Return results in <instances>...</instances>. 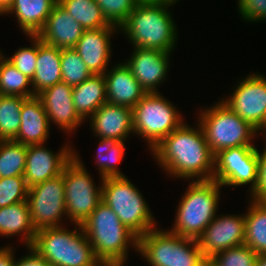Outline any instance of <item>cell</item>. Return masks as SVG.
Listing matches in <instances>:
<instances>
[{"instance_id": "cell-1", "label": "cell", "mask_w": 266, "mask_h": 266, "mask_svg": "<svg viewBox=\"0 0 266 266\" xmlns=\"http://www.w3.org/2000/svg\"><path fill=\"white\" fill-rule=\"evenodd\" d=\"M198 125L196 130L183 122L151 150L168 174L183 179L213 180L215 155Z\"/></svg>"}, {"instance_id": "cell-2", "label": "cell", "mask_w": 266, "mask_h": 266, "mask_svg": "<svg viewBox=\"0 0 266 266\" xmlns=\"http://www.w3.org/2000/svg\"><path fill=\"white\" fill-rule=\"evenodd\" d=\"M81 226L103 266H123L130 243L138 249V237L123 225L103 201Z\"/></svg>"}, {"instance_id": "cell-3", "label": "cell", "mask_w": 266, "mask_h": 266, "mask_svg": "<svg viewBox=\"0 0 266 266\" xmlns=\"http://www.w3.org/2000/svg\"><path fill=\"white\" fill-rule=\"evenodd\" d=\"M171 5L161 0L140 1L119 29L134 47L172 53L177 28L167 11Z\"/></svg>"}, {"instance_id": "cell-4", "label": "cell", "mask_w": 266, "mask_h": 266, "mask_svg": "<svg viewBox=\"0 0 266 266\" xmlns=\"http://www.w3.org/2000/svg\"><path fill=\"white\" fill-rule=\"evenodd\" d=\"M68 231L63 227L43 228L36 231L32 247L51 266H103L81 225Z\"/></svg>"}, {"instance_id": "cell-5", "label": "cell", "mask_w": 266, "mask_h": 266, "mask_svg": "<svg viewBox=\"0 0 266 266\" xmlns=\"http://www.w3.org/2000/svg\"><path fill=\"white\" fill-rule=\"evenodd\" d=\"M221 185L215 180H193L179 203L170 232L197 240L215 218Z\"/></svg>"}, {"instance_id": "cell-6", "label": "cell", "mask_w": 266, "mask_h": 266, "mask_svg": "<svg viewBox=\"0 0 266 266\" xmlns=\"http://www.w3.org/2000/svg\"><path fill=\"white\" fill-rule=\"evenodd\" d=\"M101 181L102 201L138 238L156 227L148 204L127 177H106Z\"/></svg>"}, {"instance_id": "cell-7", "label": "cell", "mask_w": 266, "mask_h": 266, "mask_svg": "<svg viewBox=\"0 0 266 266\" xmlns=\"http://www.w3.org/2000/svg\"><path fill=\"white\" fill-rule=\"evenodd\" d=\"M136 251L152 266H206L208 263L195 239L157 228L138 238Z\"/></svg>"}, {"instance_id": "cell-8", "label": "cell", "mask_w": 266, "mask_h": 266, "mask_svg": "<svg viewBox=\"0 0 266 266\" xmlns=\"http://www.w3.org/2000/svg\"><path fill=\"white\" fill-rule=\"evenodd\" d=\"M203 111L199 115V124L214 155L227 148L254 146L251 140L257 133L256 129L222 101Z\"/></svg>"}, {"instance_id": "cell-9", "label": "cell", "mask_w": 266, "mask_h": 266, "mask_svg": "<svg viewBox=\"0 0 266 266\" xmlns=\"http://www.w3.org/2000/svg\"><path fill=\"white\" fill-rule=\"evenodd\" d=\"M132 110L134 132L147 140L150 150L184 120L176 107L158 92L146 93Z\"/></svg>"}, {"instance_id": "cell-10", "label": "cell", "mask_w": 266, "mask_h": 266, "mask_svg": "<svg viewBox=\"0 0 266 266\" xmlns=\"http://www.w3.org/2000/svg\"><path fill=\"white\" fill-rule=\"evenodd\" d=\"M76 152L63 169L66 213L73 224L82 225L102 201L97 188Z\"/></svg>"}, {"instance_id": "cell-11", "label": "cell", "mask_w": 266, "mask_h": 266, "mask_svg": "<svg viewBox=\"0 0 266 266\" xmlns=\"http://www.w3.org/2000/svg\"><path fill=\"white\" fill-rule=\"evenodd\" d=\"M27 203L31 223L36 231L61 227V217L67 216L63 171L54 178L28 188Z\"/></svg>"}, {"instance_id": "cell-12", "label": "cell", "mask_w": 266, "mask_h": 266, "mask_svg": "<svg viewBox=\"0 0 266 266\" xmlns=\"http://www.w3.org/2000/svg\"><path fill=\"white\" fill-rule=\"evenodd\" d=\"M257 177V147L238 146L215 154L213 180L221 186L235 187L252 183V191L257 184Z\"/></svg>"}, {"instance_id": "cell-13", "label": "cell", "mask_w": 266, "mask_h": 266, "mask_svg": "<svg viewBox=\"0 0 266 266\" xmlns=\"http://www.w3.org/2000/svg\"><path fill=\"white\" fill-rule=\"evenodd\" d=\"M239 83L230 98L222 102L257 129L266 115V77L250 74Z\"/></svg>"}, {"instance_id": "cell-14", "label": "cell", "mask_w": 266, "mask_h": 266, "mask_svg": "<svg viewBox=\"0 0 266 266\" xmlns=\"http://www.w3.org/2000/svg\"><path fill=\"white\" fill-rule=\"evenodd\" d=\"M196 241L207 260L219 252L243 245L245 242L244 215L215 216Z\"/></svg>"}, {"instance_id": "cell-15", "label": "cell", "mask_w": 266, "mask_h": 266, "mask_svg": "<svg viewBox=\"0 0 266 266\" xmlns=\"http://www.w3.org/2000/svg\"><path fill=\"white\" fill-rule=\"evenodd\" d=\"M43 144L28 145L24 178L28 188L54 178L73 158L74 151L66 145L59 153H53Z\"/></svg>"}, {"instance_id": "cell-16", "label": "cell", "mask_w": 266, "mask_h": 266, "mask_svg": "<svg viewBox=\"0 0 266 266\" xmlns=\"http://www.w3.org/2000/svg\"><path fill=\"white\" fill-rule=\"evenodd\" d=\"M155 49L134 47L131 58L125 62L131 73L147 93L157 92V85L167 76L169 54ZM156 86V87H155Z\"/></svg>"}, {"instance_id": "cell-17", "label": "cell", "mask_w": 266, "mask_h": 266, "mask_svg": "<svg viewBox=\"0 0 266 266\" xmlns=\"http://www.w3.org/2000/svg\"><path fill=\"white\" fill-rule=\"evenodd\" d=\"M72 91V86L59 82L36 95L41 100L49 122L52 120L65 132H72L84 121L76 112Z\"/></svg>"}, {"instance_id": "cell-18", "label": "cell", "mask_w": 266, "mask_h": 266, "mask_svg": "<svg viewBox=\"0 0 266 266\" xmlns=\"http://www.w3.org/2000/svg\"><path fill=\"white\" fill-rule=\"evenodd\" d=\"M115 26H106L98 29L85 30L73 47L92 75H104L110 62L111 42Z\"/></svg>"}, {"instance_id": "cell-19", "label": "cell", "mask_w": 266, "mask_h": 266, "mask_svg": "<svg viewBox=\"0 0 266 266\" xmlns=\"http://www.w3.org/2000/svg\"><path fill=\"white\" fill-rule=\"evenodd\" d=\"M91 128L97 137L125 141L128 134L134 133L132 108L103 104L92 116Z\"/></svg>"}, {"instance_id": "cell-20", "label": "cell", "mask_w": 266, "mask_h": 266, "mask_svg": "<svg viewBox=\"0 0 266 266\" xmlns=\"http://www.w3.org/2000/svg\"><path fill=\"white\" fill-rule=\"evenodd\" d=\"M84 31L82 25L57 3L37 36L43 43L68 49L77 44Z\"/></svg>"}, {"instance_id": "cell-21", "label": "cell", "mask_w": 266, "mask_h": 266, "mask_svg": "<svg viewBox=\"0 0 266 266\" xmlns=\"http://www.w3.org/2000/svg\"><path fill=\"white\" fill-rule=\"evenodd\" d=\"M107 103L132 108L147 93L124 63L105 72Z\"/></svg>"}, {"instance_id": "cell-22", "label": "cell", "mask_w": 266, "mask_h": 266, "mask_svg": "<svg viewBox=\"0 0 266 266\" xmlns=\"http://www.w3.org/2000/svg\"><path fill=\"white\" fill-rule=\"evenodd\" d=\"M21 124L13 139L24 145L44 144L49 137L50 122L47 113L37 96L26 98L21 107Z\"/></svg>"}, {"instance_id": "cell-23", "label": "cell", "mask_w": 266, "mask_h": 266, "mask_svg": "<svg viewBox=\"0 0 266 266\" xmlns=\"http://www.w3.org/2000/svg\"><path fill=\"white\" fill-rule=\"evenodd\" d=\"M31 81L35 95L56 83L62 82L61 49L43 43L39 37L36 70Z\"/></svg>"}, {"instance_id": "cell-24", "label": "cell", "mask_w": 266, "mask_h": 266, "mask_svg": "<svg viewBox=\"0 0 266 266\" xmlns=\"http://www.w3.org/2000/svg\"><path fill=\"white\" fill-rule=\"evenodd\" d=\"M57 3L58 0H14L4 14L15 13L23 32L28 36L37 35Z\"/></svg>"}, {"instance_id": "cell-25", "label": "cell", "mask_w": 266, "mask_h": 266, "mask_svg": "<svg viewBox=\"0 0 266 266\" xmlns=\"http://www.w3.org/2000/svg\"><path fill=\"white\" fill-rule=\"evenodd\" d=\"M73 104L79 116L85 120L107 103L104 75H91L81 84L73 87Z\"/></svg>"}, {"instance_id": "cell-26", "label": "cell", "mask_w": 266, "mask_h": 266, "mask_svg": "<svg viewBox=\"0 0 266 266\" xmlns=\"http://www.w3.org/2000/svg\"><path fill=\"white\" fill-rule=\"evenodd\" d=\"M21 233L27 247L32 246L36 230L31 223L27 200L0 208V235L8 237Z\"/></svg>"}, {"instance_id": "cell-27", "label": "cell", "mask_w": 266, "mask_h": 266, "mask_svg": "<svg viewBox=\"0 0 266 266\" xmlns=\"http://www.w3.org/2000/svg\"><path fill=\"white\" fill-rule=\"evenodd\" d=\"M245 218V242L258 255L266 254V201L252 200Z\"/></svg>"}, {"instance_id": "cell-28", "label": "cell", "mask_w": 266, "mask_h": 266, "mask_svg": "<svg viewBox=\"0 0 266 266\" xmlns=\"http://www.w3.org/2000/svg\"><path fill=\"white\" fill-rule=\"evenodd\" d=\"M58 4L85 30L113 26L107 22L95 0H58Z\"/></svg>"}, {"instance_id": "cell-29", "label": "cell", "mask_w": 266, "mask_h": 266, "mask_svg": "<svg viewBox=\"0 0 266 266\" xmlns=\"http://www.w3.org/2000/svg\"><path fill=\"white\" fill-rule=\"evenodd\" d=\"M29 84L32 85L31 79L17 70L0 52V95L36 96L33 89L27 88Z\"/></svg>"}, {"instance_id": "cell-30", "label": "cell", "mask_w": 266, "mask_h": 266, "mask_svg": "<svg viewBox=\"0 0 266 266\" xmlns=\"http://www.w3.org/2000/svg\"><path fill=\"white\" fill-rule=\"evenodd\" d=\"M28 146L14 140H0V178L23 176Z\"/></svg>"}, {"instance_id": "cell-31", "label": "cell", "mask_w": 266, "mask_h": 266, "mask_svg": "<svg viewBox=\"0 0 266 266\" xmlns=\"http://www.w3.org/2000/svg\"><path fill=\"white\" fill-rule=\"evenodd\" d=\"M26 98L0 95V140H13L21 124V107Z\"/></svg>"}, {"instance_id": "cell-32", "label": "cell", "mask_w": 266, "mask_h": 266, "mask_svg": "<svg viewBox=\"0 0 266 266\" xmlns=\"http://www.w3.org/2000/svg\"><path fill=\"white\" fill-rule=\"evenodd\" d=\"M99 140L97 165L101 178L125 177V175L117 169V163H119L124 156V141L110 138H99Z\"/></svg>"}, {"instance_id": "cell-33", "label": "cell", "mask_w": 266, "mask_h": 266, "mask_svg": "<svg viewBox=\"0 0 266 266\" xmlns=\"http://www.w3.org/2000/svg\"><path fill=\"white\" fill-rule=\"evenodd\" d=\"M62 82L69 86H77L87 80L92 73L73 48L61 49Z\"/></svg>"}, {"instance_id": "cell-34", "label": "cell", "mask_w": 266, "mask_h": 266, "mask_svg": "<svg viewBox=\"0 0 266 266\" xmlns=\"http://www.w3.org/2000/svg\"><path fill=\"white\" fill-rule=\"evenodd\" d=\"M258 254L245 244L231 247L208 259L209 266H255Z\"/></svg>"}, {"instance_id": "cell-35", "label": "cell", "mask_w": 266, "mask_h": 266, "mask_svg": "<svg viewBox=\"0 0 266 266\" xmlns=\"http://www.w3.org/2000/svg\"><path fill=\"white\" fill-rule=\"evenodd\" d=\"M107 22L120 28L128 19L139 0H95Z\"/></svg>"}, {"instance_id": "cell-36", "label": "cell", "mask_w": 266, "mask_h": 266, "mask_svg": "<svg viewBox=\"0 0 266 266\" xmlns=\"http://www.w3.org/2000/svg\"><path fill=\"white\" fill-rule=\"evenodd\" d=\"M27 195L24 176L0 178V208L26 201Z\"/></svg>"}, {"instance_id": "cell-37", "label": "cell", "mask_w": 266, "mask_h": 266, "mask_svg": "<svg viewBox=\"0 0 266 266\" xmlns=\"http://www.w3.org/2000/svg\"><path fill=\"white\" fill-rule=\"evenodd\" d=\"M34 41L32 47H23L15 52L7 60L17 68L22 74L32 80L36 70V60L38 55V36L29 35Z\"/></svg>"}, {"instance_id": "cell-38", "label": "cell", "mask_w": 266, "mask_h": 266, "mask_svg": "<svg viewBox=\"0 0 266 266\" xmlns=\"http://www.w3.org/2000/svg\"><path fill=\"white\" fill-rule=\"evenodd\" d=\"M238 10L246 21L266 20V0H238Z\"/></svg>"}, {"instance_id": "cell-39", "label": "cell", "mask_w": 266, "mask_h": 266, "mask_svg": "<svg viewBox=\"0 0 266 266\" xmlns=\"http://www.w3.org/2000/svg\"><path fill=\"white\" fill-rule=\"evenodd\" d=\"M258 177L255 188L251 191L252 199L255 201H266V145L263 153L257 150Z\"/></svg>"}, {"instance_id": "cell-40", "label": "cell", "mask_w": 266, "mask_h": 266, "mask_svg": "<svg viewBox=\"0 0 266 266\" xmlns=\"http://www.w3.org/2000/svg\"><path fill=\"white\" fill-rule=\"evenodd\" d=\"M30 254L14 262L13 266H51L32 246H28Z\"/></svg>"}, {"instance_id": "cell-41", "label": "cell", "mask_w": 266, "mask_h": 266, "mask_svg": "<svg viewBox=\"0 0 266 266\" xmlns=\"http://www.w3.org/2000/svg\"><path fill=\"white\" fill-rule=\"evenodd\" d=\"M11 247L0 249V266H13L15 259Z\"/></svg>"}, {"instance_id": "cell-42", "label": "cell", "mask_w": 266, "mask_h": 266, "mask_svg": "<svg viewBox=\"0 0 266 266\" xmlns=\"http://www.w3.org/2000/svg\"><path fill=\"white\" fill-rule=\"evenodd\" d=\"M14 0H0V14H3L13 3Z\"/></svg>"}, {"instance_id": "cell-43", "label": "cell", "mask_w": 266, "mask_h": 266, "mask_svg": "<svg viewBox=\"0 0 266 266\" xmlns=\"http://www.w3.org/2000/svg\"><path fill=\"white\" fill-rule=\"evenodd\" d=\"M255 266H266V254H260L257 256Z\"/></svg>"}, {"instance_id": "cell-44", "label": "cell", "mask_w": 266, "mask_h": 266, "mask_svg": "<svg viewBox=\"0 0 266 266\" xmlns=\"http://www.w3.org/2000/svg\"><path fill=\"white\" fill-rule=\"evenodd\" d=\"M259 130H263L266 133V115L264 117V120L262 121L261 125L256 129V132H258Z\"/></svg>"}, {"instance_id": "cell-45", "label": "cell", "mask_w": 266, "mask_h": 266, "mask_svg": "<svg viewBox=\"0 0 266 266\" xmlns=\"http://www.w3.org/2000/svg\"><path fill=\"white\" fill-rule=\"evenodd\" d=\"M165 3H170V4H175L176 2H178V0H161Z\"/></svg>"}]
</instances>
